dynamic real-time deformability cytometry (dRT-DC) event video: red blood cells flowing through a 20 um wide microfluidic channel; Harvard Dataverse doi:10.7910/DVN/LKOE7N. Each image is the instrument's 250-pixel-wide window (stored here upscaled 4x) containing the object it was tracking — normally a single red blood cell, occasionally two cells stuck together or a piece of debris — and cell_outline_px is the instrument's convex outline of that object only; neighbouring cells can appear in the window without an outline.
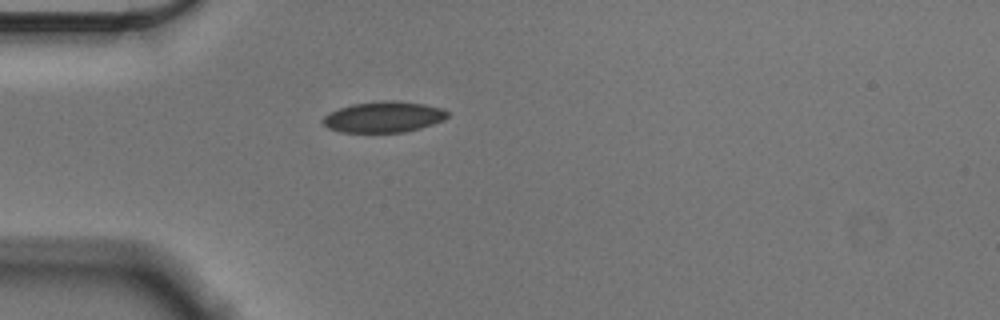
{"species": "Egyptian fruit bat (a non-hibernating species)", "species_latin": "Rousettus aegyptiacus", "temperature_condition": "cold", "stored_images_in_passage": 41, "camera_frame_rate_fps": 3000, "um_per_image_px": 0.085, "animal": {"sex": "male"}, "frame": {"image": 1, "passage_image": 1, "time_ms": 0.0, "image_size_px": [1000, 320], "cell_outline_px": [[448, 116], [444, 120], [420, 128], [404, 132], [340, 132], [328, 128], [320, 120], [324, 116], [340, 108], [352, 104], [380, 100], [396, 100], [424, 104], [444, 108], [448, 112]], "centroid_in_image_um": [32.62, 9.93], "position_along_channel_um": 52.4, "area_um2": 22.54}}
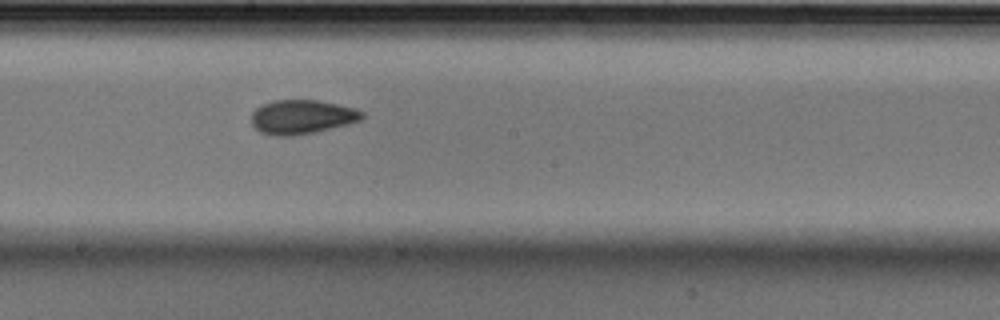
{"frame": {"image": 2, "passage_image": 16, "time_ms": 5.0, "image_size_px": [1000, 320], "cell_outline_px": [[364, 116], [360, 120], [348, 124], [316, 132], [292, 136], [272, 136], [260, 132], [252, 124], [252, 112], [260, 104], [272, 100], [320, 100], [352, 108], [364, 112]], "centroid_in_image_um": [25.63, 9.94], "position_along_channel_um": 222.6, "area_um2": 22.14}}
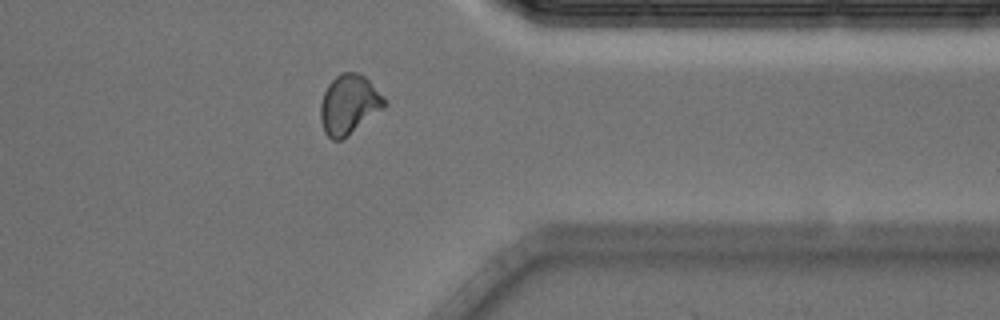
{"frame": {"image": 3, "passage_image": 30, "time_ms": 9.667, "image_size_px": [1000, 320], "cell_outline_px": [[388, 104], [384, 108], [340, 140], [332, 140], [324, 132], [320, 120], [320, 104], [324, 92], [328, 84], [340, 72], [360, 72], [384, 96]], "centroid_in_image_um": [29.65, 8.86], "position_along_channel_um": 381.7, "area_um2": 22.08}, "authors_computed_cell_mechanics": {"area_um2": 21.5594, "velocity_mm_per_s": 3.5776, "shape_relaxation_time_tau1_ms": 4.4739, "shape_relaxation_time_tau2_ms": 2.0755, "deformation_change_tau1": 0.1078, "deformation_change_tau2": 0.055}}